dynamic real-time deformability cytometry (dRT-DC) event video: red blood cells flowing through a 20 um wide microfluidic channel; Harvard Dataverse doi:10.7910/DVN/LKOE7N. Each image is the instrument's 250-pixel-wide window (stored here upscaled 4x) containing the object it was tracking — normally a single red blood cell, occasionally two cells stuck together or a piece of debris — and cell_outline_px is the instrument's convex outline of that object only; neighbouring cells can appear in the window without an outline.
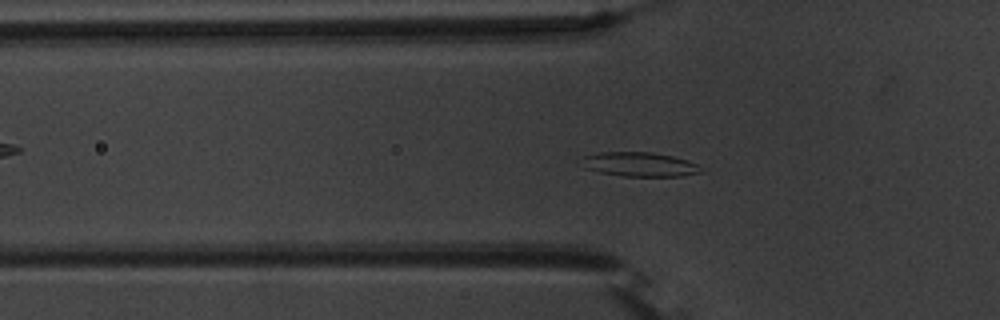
{"species": "common noctule bat (a hibernating species)", "species_latin": "Nyctalus noctula", "temperature_condition": "warm", "stored_images_in_passage": 54, "camera_frame_rate_fps": 3000, "um_per_image_px": 0.085, "animal": {"sex": "male", "body_mass_g": 20.1, "forearm_length_mm": 53.5}, "frame": {"image": 1, "passage_image": 18, "time_ms": 5.667, "image_size_px": [1000, 320], "cell_outline_px": [[704, 172], [680, 176], [624, 176], [600, 172], [584, 168], [584, 156], [600, 152], [652, 152], [672, 156], [688, 160], [696, 164]], "centroid_in_image_um": [54.39, 13.97], "position_along_channel_um": 71.4, "area_um2": 16.7}}
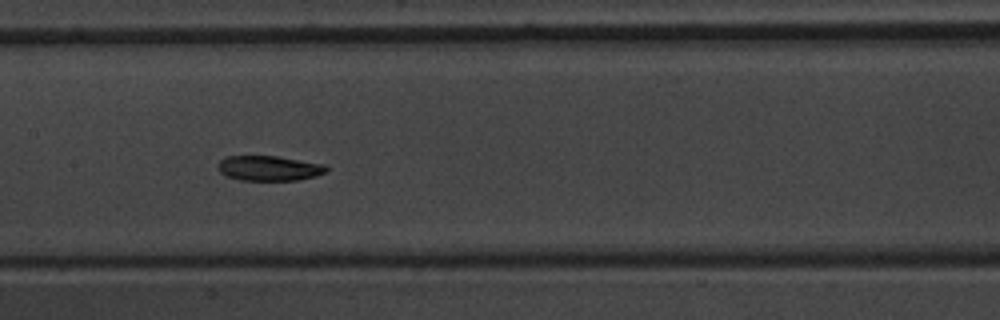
{"frame": {"image": 2, "passage_image": 27, "time_ms": 8.667, "image_size_px": [1000, 320], "cell_outline_px": [[328, 168], [324, 172], [316, 176], [300, 180], [240, 180], [224, 176], [216, 168], [216, 164], [220, 160], [228, 156], [276, 156], [324, 164]], "centroid_in_image_um": [22.81, 14.3], "position_along_channel_um": 184.6, "area_um2": 15.9}}
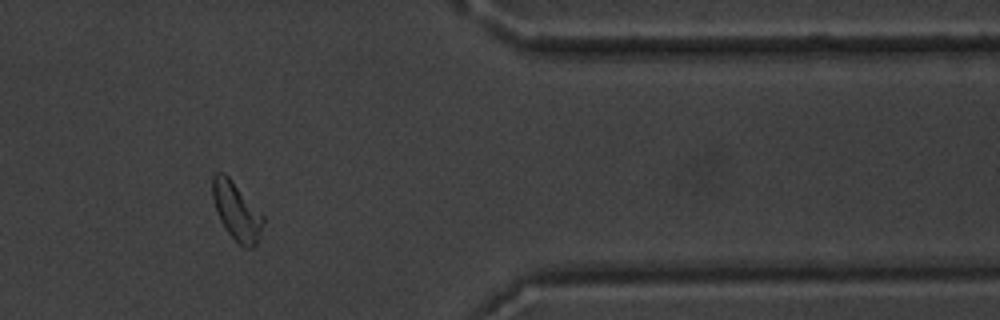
{"frame": {"image": 3, "passage_image": 45, "time_ms": 14.667, "image_size_px": [1000, 320], "cell_outline_px": [[264, 224], [260, 236], [256, 244], [252, 248], [244, 248], [228, 232], [220, 220], [216, 212], [212, 196], [212, 176], [216, 172], [224, 172], [228, 176], [264, 216]], "centroid_in_image_um": [20.1, 17.95], "position_along_channel_um": 391.3, "area_um2": 16.99}, "authors_computed_cell_mechanics": {"area_um2": 16.9065, "velocity_mm_per_s": 3.7509, "shape_relaxation_time_tau1_ms": 2.4511, "shape_relaxation_time_tau2_ms": 6.1309, "deformation_change_tau1": 0.1149, "deformation_change_tau2": 0.125}}